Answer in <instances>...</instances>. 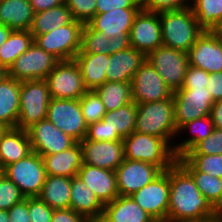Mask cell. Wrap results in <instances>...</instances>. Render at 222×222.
Masks as SVG:
<instances>
[{"instance_id": "1", "label": "cell", "mask_w": 222, "mask_h": 222, "mask_svg": "<svg viewBox=\"0 0 222 222\" xmlns=\"http://www.w3.org/2000/svg\"><path fill=\"white\" fill-rule=\"evenodd\" d=\"M169 207L166 222H207L218 211L201 194L192 176L176 161L169 168Z\"/></svg>"}, {"instance_id": "2", "label": "cell", "mask_w": 222, "mask_h": 222, "mask_svg": "<svg viewBox=\"0 0 222 222\" xmlns=\"http://www.w3.org/2000/svg\"><path fill=\"white\" fill-rule=\"evenodd\" d=\"M159 19L163 45L186 53L205 31L191 8L161 12Z\"/></svg>"}, {"instance_id": "3", "label": "cell", "mask_w": 222, "mask_h": 222, "mask_svg": "<svg viewBox=\"0 0 222 222\" xmlns=\"http://www.w3.org/2000/svg\"><path fill=\"white\" fill-rule=\"evenodd\" d=\"M137 118L134 131L166 140L172 147L178 129L174 118L173 96L169 99L136 104Z\"/></svg>"}, {"instance_id": "4", "label": "cell", "mask_w": 222, "mask_h": 222, "mask_svg": "<svg viewBox=\"0 0 222 222\" xmlns=\"http://www.w3.org/2000/svg\"><path fill=\"white\" fill-rule=\"evenodd\" d=\"M122 141L126 159L148 162L162 171H166L177 161L173 147L162 138L134 131Z\"/></svg>"}, {"instance_id": "5", "label": "cell", "mask_w": 222, "mask_h": 222, "mask_svg": "<svg viewBox=\"0 0 222 222\" xmlns=\"http://www.w3.org/2000/svg\"><path fill=\"white\" fill-rule=\"evenodd\" d=\"M20 109L16 128L27 131L34 124L45 120L51 100L45 80L21 81Z\"/></svg>"}, {"instance_id": "6", "label": "cell", "mask_w": 222, "mask_h": 222, "mask_svg": "<svg viewBox=\"0 0 222 222\" xmlns=\"http://www.w3.org/2000/svg\"><path fill=\"white\" fill-rule=\"evenodd\" d=\"M3 174L16 184L25 198L38 197L47 176L42 156L34 151L6 166Z\"/></svg>"}, {"instance_id": "7", "label": "cell", "mask_w": 222, "mask_h": 222, "mask_svg": "<svg viewBox=\"0 0 222 222\" xmlns=\"http://www.w3.org/2000/svg\"><path fill=\"white\" fill-rule=\"evenodd\" d=\"M84 24L73 20L71 23L36 35L34 43L59 60H71L81 49V31Z\"/></svg>"}, {"instance_id": "8", "label": "cell", "mask_w": 222, "mask_h": 222, "mask_svg": "<svg viewBox=\"0 0 222 222\" xmlns=\"http://www.w3.org/2000/svg\"><path fill=\"white\" fill-rule=\"evenodd\" d=\"M45 81L54 99H80L88 91L74 59L60 60Z\"/></svg>"}, {"instance_id": "9", "label": "cell", "mask_w": 222, "mask_h": 222, "mask_svg": "<svg viewBox=\"0 0 222 222\" xmlns=\"http://www.w3.org/2000/svg\"><path fill=\"white\" fill-rule=\"evenodd\" d=\"M146 59L173 92L182 87L189 67L188 53L162 45L153 50Z\"/></svg>"}, {"instance_id": "10", "label": "cell", "mask_w": 222, "mask_h": 222, "mask_svg": "<svg viewBox=\"0 0 222 222\" xmlns=\"http://www.w3.org/2000/svg\"><path fill=\"white\" fill-rule=\"evenodd\" d=\"M60 60L35 43L9 67L8 76L18 81L45 80Z\"/></svg>"}, {"instance_id": "11", "label": "cell", "mask_w": 222, "mask_h": 222, "mask_svg": "<svg viewBox=\"0 0 222 222\" xmlns=\"http://www.w3.org/2000/svg\"><path fill=\"white\" fill-rule=\"evenodd\" d=\"M46 119L77 142L82 141L87 127L79 99H54L48 105Z\"/></svg>"}, {"instance_id": "12", "label": "cell", "mask_w": 222, "mask_h": 222, "mask_svg": "<svg viewBox=\"0 0 222 222\" xmlns=\"http://www.w3.org/2000/svg\"><path fill=\"white\" fill-rule=\"evenodd\" d=\"M174 118L177 129L183 124L209 116L215 103L208 88L179 89L173 92Z\"/></svg>"}, {"instance_id": "13", "label": "cell", "mask_w": 222, "mask_h": 222, "mask_svg": "<svg viewBox=\"0 0 222 222\" xmlns=\"http://www.w3.org/2000/svg\"><path fill=\"white\" fill-rule=\"evenodd\" d=\"M169 169L151 183L136 191L131 197L156 222H166L169 207Z\"/></svg>"}, {"instance_id": "14", "label": "cell", "mask_w": 222, "mask_h": 222, "mask_svg": "<svg viewBox=\"0 0 222 222\" xmlns=\"http://www.w3.org/2000/svg\"><path fill=\"white\" fill-rule=\"evenodd\" d=\"M132 100L136 104L161 101L173 96L156 69L146 59L131 81Z\"/></svg>"}, {"instance_id": "15", "label": "cell", "mask_w": 222, "mask_h": 222, "mask_svg": "<svg viewBox=\"0 0 222 222\" xmlns=\"http://www.w3.org/2000/svg\"><path fill=\"white\" fill-rule=\"evenodd\" d=\"M163 171L156 165L124 159L115 170L119 196H131L151 183Z\"/></svg>"}, {"instance_id": "16", "label": "cell", "mask_w": 222, "mask_h": 222, "mask_svg": "<svg viewBox=\"0 0 222 222\" xmlns=\"http://www.w3.org/2000/svg\"><path fill=\"white\" fill-rule=\"evenodd\" d=\"M130 47L143 53L146 57L162 46L161 22L159 13L140 9L136 14L129 35Z\"/></svg>"}, {"instance_id": "17", "label": "cell", "mask_w": 222, "mask_h": 222, "mask_svg": "<svg viewBox=\"0 0 222 222\" xmlns=\"http://www.w3.org/2000/svg\"><path fill=\"white\" fill-rule=\"evenodd\" d=\"M27 132L32 151L42 157L62 152L77 142L47 119L34 124Z\"/></svg>"}, {"instance_id": "18", "label": "cell", "mask_w": 222, "mask_h": 222, "mask_svg": "<svg viewBox=\"0 0 222 222\" xmlns=\"http://www.w3.org/2000/svg\"><path fill=\"white\" fill-rule=\"evenodd\" d=\"M83 164L115 171L124 161L123 141H80Z\"/></svg>"}, {"instance_id": "19", "label": "cell", "mask_w": 222, "mask_h": 222, "mask_svg": "<svg viewBox=\"0 0 222 222\" xmlns=\"http://www.w3.org/2000/svg\"><path fill=\"white\" fill-rule=\"evenodd\" d=\"M188 60L208 73L222 72V41L212 31H204L189 49Z\"/></svg>"}, {"instance_id": "20", "label": "cell", "mask_w": 222, "mask_h": 222, "mask_svg": "<svg viewBox=\"0 0 222 222\" xmlns=\"http://www.w3.org/2000/svg\"><path fill=\"white\" fill-rule=\"evenodd\" d=\"M141 8H118L106 13H96L87 24L93 29L103 32L112 38L130 35L134 18Z\"/></svg>"}, {"instance_id": "21", "label": "cell", "mask_w": 222, "mask_h": 222, "mask_svg": "<svg viewBox=\"0 0 222 222\" xmlns=\"http://www.w3.org/2000/svg\"><path fill=\"white\" fill-rule=\"evenodd\" d=\"M77 176L95 193L103 205L119 196L116 174L113 170L82 164Z\"/></svg>"}, {"instance_id": "22", "label": "cell", "mask_w": 222, "mask_h": 222, "mask_svg": "<svg viewBox=\"0 0 222 222\" xmlns=\"http://www.w3.org/2000/svg\"><path fill=\"white\" fill-rule=\"evenodd\" d=\"M146 56L133 47L109 55L107 81L131 82Z\"/></svg>"}, {"instance_id": "23", "label": "cell", "mask_w": 222, "mask_h": 222, "mask_svg": "<svg viewBox=\"0 0 222 222\" xmlns=\"http://www.w3.org/2000/svg\"><path fill=\"white\" fill-rule=\"evenodd\" d=\"M130 47L129 35L106 37L103 32L93 30L87 23L81 31V49L78 53L111 55Z\"/></svg>"}, {"instance_id": "24", "label": "cell", "mask_w": 222, "mask_h": 222, "mask_svg": "<svg viewBox=\"0 0 222 222\" xmlns=\"http://www.w3.org/2000/svg\"><path fill=\"white\" fill-rule=\"evenodd\" d=\"M32 152L28 132L18 128H6L0 136V161L3 169Z\"/></svg>"}, {"instance_id": "25", "label": "cell", "mask_w": 222, "mask_h": 222, "mask_svg": "<svg viewBox=\"0 0 222 222\" xmlns=\"http://www.w3.org/2000/svg\"><path fill=\"white\" fill-rule=\"evenodd\" d=\"M70 208L90 222L103 215L104 205L77 175L71 179Z\"/></svg>"}, {"instance_id": "26", "label": "cell", "mask_w": 222, "mask_h": 222, "mask_svg": "<svg viewBox=\"0 0 222 222\" xmlns=\"http://www.w3.org/2000/svg\"><path fill=\"white\" fill-rule=\"evenodd\" d=\"M46 175L74 177L81 168L82 150L80 142H76L72 147L51 155L42 157Z\"/></svg>"}, {"instance_id": "27", "label": "cell", "mask_w": 222, "mask_h": 222, "mask_svg": "<svg viewBox=\"0 0 222 222\" xmlns=\"http://www.w3.org/2000/svg\"><path fill=\"white\" fill-rule=\"evenodd\" d=\"M102 216L108 222H156L131 196H118L104 205Z\"/></svg>"}, {"instance_id": "28", "label": "cell", "mask_w": 222, "mask_h": 222, "mask_svg": "<svg viewBox=\"0 0 222 222\" xmlns=\"http://www.w3.org/2000/svg\"><path fill=\"white\" fill-rule=\"evenodd\" d=\"M21 81L7 76L0 82V124L5 128H15L20 109Z\"/></svg>"}, {"instance_id": "29", "label": "cell", "mask_w": 222, "mask_h": 222, "mask_svg": "<svg viewBox=\"0 0 222 222\" xmlns=\"http://www.w3.org/2000/svg\"><path fill=\"white\" fill-rule=\"evenodd\" d=\"M74 60L80 69L87 90H95L107 81L106 69L109 55L77 53Z\"/></svg>"}, {"instance_id": "30", "label": "cell", "mask_w": 222, "mask_h": 222, "mask_svg": "<svg viewBox=\"0 0 222 222\" xmlns=\"http://www.w3.org/2000/svg\"><path fill=\"white\" fill-rule=\"evenodd\" d=\"M34 12L29 0H0V23L12 30H29Z\"/></svg>"}, {"instance_id": "31", "label": "cell", "mask_w": 222, "mask_h": 222, "mask_svg": "<svg viewBox=\"0 0 222 222\" xmlns=\"http://www.w3.org/2000/svg\"><path fill=\"white\" fill-rule=\"evenodd\" d=\"M136 118L137 109L134 101L116 110L106 112L103 120L107 122L110 141H122L134 132Z\"/></svg>"}, {"instance_id": "32", "label": "cell", "mask_w": 222, "mask_h": 222, "mask_svg": "<svg viewBox=\"0 0 222 222\" xmlns=\"http://www.w3.org/2000/svg\"><path fill=\"white\" fill-rule=\"evenodd\" d=\"M177 162L192 176L201 194L218 212H222L221 179L198 171L184 156L178 157Z\"/></svg>"}, {"instance_id": "33", "label": "cell", "mask_w": 222, "mask_h": 222, "mask_svg": "<svg viewBox=\"0 0 222 222\" xmlns=\"http://www.w3.org/2000/svg\"><path fill=\"white\" fill-rule=\"evenodd\" d=\"M71 177L47 175L38 198L52 209L70 208Z\"/></svg>"}, {"instance_id": "34", "label": "cell", "mask_w": 222, "mask_h": 222, "mask_svg": "<svg viewBox=\"0 0 222 222\" xmlns=\"http://www.w3.org/2000/svg\"><path fill=\"white\" fill-rule=\"evenodd\" d=\"M214 124L211 119V116H204L201 118H197L195 120L189 121L183 124L178 129V134L187 133L188 137L180 143H176L173 145L174 154L178 157H183L188 151H190L198 142L206 139L214 129ZM190 132V133H188Z\"/></svg>"}, {"instance_id": "35", "label": "cell", "mask_w": 222, "mask_h": 222, "mask_svg": "<svg viewBox=\"0 0 222 222\" xmlns=\"http://www.w3.org/2000/svg\"><path fill=\"white\" fill-rule=\"evenodd\" d=\"M74 20L69 8L65 5H58L51 9L36 12L32 19L29 31L35 37L65 26Z\"/></svg>"}, {"instance_id": "36", "label": "cell", "mask_w": 222, "mask_h": 222, "mask_svg": "<svg viewBox=\"0 0 222 222\" xmlns=\"http://www.w3.org/2000/svg\"><path fill=\"white\" fill-rule=\"evenodd\" d=\"M33 43L34 36L29 30H12L8 39L0 47V65L8 70Z\"/></svg>"}, {"instance_id": "37", "label": "cell", "mask_w": 222, "mask_h": 222, "mask_svg": "<svg viewBox=\"0 0 222 222\" xmlns=\"http://www.w3.org/2000/svg\"><path fill=\"white\" fill-rule=\"evenodd\" d=\"M102 100L106 112L116 110L131 102V82L106 81L95 89Z\"/></svg>"}, {"instance_id": "38", "label": "cell", "mask_w": 222, "mask_h": 222, "mask_svg": "<svg viewBox=\"0 0 222 222\" xmlns=\"http://www.w3.org/2000/svg\"><path fill=\"white\" fill-rule=\"evenodd\" d=\"M191 9L205 31H212L222 21V0H193Z\"/></svg>"}, {"instance_id": "39", "label": "cell", "mask_w": 222, "mask_h": 222, "mask_svg": "<svg viewBox=\"0 0 222 222\" xmlns=\"http://www.w3.org/2000/svg\"><path fill=\"white\" fill-rule=\"evenodd\" d=\"M79 104L87 125L103 119L106 108L95 90H88L80 99Z\"/></svg>"}, {"instance_id": "40", "label": "cell", "mask_w": 222, "mask_h": 222, "mask_svg": "<svg viewBox=\"0 0 222 222\" xmlns=\"http://www.w3.org/2000/svg\"><path fill=\"white\" fill-rule=\"evenodd\" d=\"M184 157L200 172L222 177V154H185Z\"/></svg>"}, {"instance_id": "41", "label": "cell", "mask_w": 222, "mask_h": 222, "mask_svg": "<svg viewBox=\"0 0 222 222\" xmlns=\"http://www.w3.org/2000/svg\"><path fill=\"white\" fill-rule=\"evenodd\" d=\"M23 199L25 197L16 184L3 174L0 178V210H9Z\"/></svg>"}, {"instance_id": "42", "label": "cell", "mask_w": 222, "mask_h": 222, "mask_svg": "<svg viewBox=\"0 0 222 222\" xmlns=\"http://www.w3.org/2000/svg\"><path fill=\"white\" fill-rule=\"evenodd\" d=\"M97 0H65L74 20L86 24L96 14Z\"/></svg>"}, {"instance_id": "43", "label": "cell", "mask_w": 222, "mask_h": 222, "mask_svg": "<svg viewBox=\"0 0 222 222\" xmlns=\"http://www.w3.org/2000/svg\"><path fill=\"white\" fill-rule=\"evenodd\" d=\"M186 154H222V130L214 128L206 139L198 142Z\"/></svg>"}, {"instance_id": "44", "label": "cell", "mask_w": 222, "mask_h": 222, "mask_svg": "<svg viewBox=\"0 0 222 222\" xmlns=\"http://www.w3.org/2000/svg\"><path fill=\"white\" fill-rule=\"evenodd\" d=\"M193 0H141L142 9L161 13L191 8Z\"/></svg>"}, {"instance_id": "45", "label": "cell", "mask_w": 222, "mask_h": 222, "mask_svg": "<svg viewBox=\"0 0 222 222\" xmlns=\"http://www.w3.org/2000/svg\"><path fill=\"white\" fill-rule=\"evenodd\" d=\"M30 222H51L54 209L38 197L28 198Z\"/></svg>"}, {"instance_id": "46", "label": "cell", "mask_w": 222, "mask_h": 222, "mask_svg": "<svg viewBox=\"0 0 222 222\" xmlns=\"http://www.w3.org/2000/svg\"><path fill=\"white\" fill-rule=\"evenodd\" d=\"M209 74L205 70L189 65L180 89H205Z\"/></svg>"}, {"instance_id": "47", "label": "cell", "mask_w": 222, "mask_h": 222, "mask_svg": "<svg viewBox=\"0 0 222 222\" xmlns=\"http://www.w3.org/2000/svg\"><path fill=\"white\" fill-rule=\"evenodd\" d=\"M96 13H106L118 8H142L141 0H97Z\"/></svg>"}, {"instance_id": "48", "label": "cell", "mask_w": 222, "mask_h": 222, "mask_svg": "<svg viewBox=\"0 0 222 222\" xmlns=\"http://www.w3.org/2000/svg\"><path fill=\"white\" fill-rule=\"evenodd\" d=\"M85 139L91 141H110L107 122L102 119L88 125Z\"/></svg>"}, {"instance_id": "49", "label": "cell", "mask_w": 222, "mask_h": 222, "mask_svg": "<svg viewBox=\"0 0 222 222\" xmlns=\"http://www.w3.org/2000/svg\"><path fill=\"white\" fill-rule=\"evenodd\" d=\"M9 215V222H30L28 211V198L23 199L21 202L13 205L7 210Z\"/></svg>"}, {"instance_id": "50", "label": "cell", "mask_w": 222, "mask_h": 222, "mask_svg": "<svg viewBox=\"0 0 222 222\" xmlns=\"http://www.w3.org/2000/svg\"><path fill=\"white\" fill-rule=\"evenodd\" d=\"M51 222H90L85 216L76 213L71 208L54 209Z\"/></svg>"}, {"instance_id": "51", "label": "cell", "mask_w": 222, "mask_h": 222, "mask_svg": "<svg viewBox=\"0 0 222 222\" xmlns=\"http://www.w3.org/2000/svg\"><path fill=\"white\" fill-rule=\"evenodd\" d=\"M207 88L214 102L222 100V72L209 74Z\"/></svg>"}, {"instance_id": "52", "label": "cell", "mask_w": 222, "mask_h": 222, "mask_svg": "<svg viewBox=\"0 0 222 222\" xmlns=\"http://www.w3.org/2000/svg\"><path fill=\"white\" fill-rule=\"evenodd\" d=\"M33 12H42L52 7L65 4V0H29Z\"/></svg>"}, {"instance_id": "53", "label": "cell", "mask_w": 222, "mask_h": 222, "mask_svg": "<svg viewBox=\"0 0 222 222\" xmlns=\"http://www.w3.org/2000/svg\"><path fill=\"white\" fill-rule=\"evenodd\" d=\"M210 116L214 127L222 130V100L216 101L212 105Z\"/></svg>"}, {"instance_id": "54", "label": "cell", "mask_w": 222, "mask_h": 222, "mask_svg": "<svg viewBox=\"0 0 222 222\" xmlns=\"http://www.w3.org/2000/svg\"><path fill=\"white\" fill-rule=\"evenodd\" d=\"M12 29L0 23V47L8 39Z\"/></svg>"}, {"instance_id": "55", "label": "cell", "mask_w": 222, "mask_h": 222, "mask_svg": "<svg viewBox=\"0 0 222 222\" xmlns=\"http://www.w3.org/2000/svg\"><path fill=\"white\" fill-rule=\"evenodd\" d=\"M212 32L222 41V21L212 30Z\"/></svg>"}, {"instance_id": "56", "label": "cell", "mask_w": 222, "mask_h": 222, "mask_svg": "<svg viewBox=\"0 0 222 222\" xmlns=\"http://www.w3.org/2000/svg\"><path fill=\"white\" fill-rule=\"evenodd\" d=\"M9 215L7 210H0V222H9Z\"/></svg>"}, {"instance_id": "57", "label": "cell", "mask_w": 222, "mask_h": 222, "mask_svg": "<svg viewBox=\"0 0 222 222\" xmlns=\"http://www.w3.org/2000/svg\"><path fill=\"white\" fill-rule=\"evenodd\" d=\"M8 76V71L5 67L0 65V82Z\"/></svg>"}, {"instance_id": "58", "label": "cell", "mask_w": 222, "mask_h": 222, "mask_svg": "<svg viewBox=\"0 0 222 222\" xmlns=\"http://www.w3.org/2000/svg\"><path fill=\"white\" fill-rule=\"evenodd\" d=\"M215 219L217 222H222V212H218Z\"/></svg>"}, {"instance_id": "59", "label": "cell", "mask_w": 222, "mask_h": 222, "mask_svg": "<svg viewBox=\"0 0 222 222\" xmlns=\"http://www.w3.org/2000/svg\"><path fill=\"white\" fill-rule=\"evenodd\" d=\"M93 222H108V221L103 216H101L98 219L94 220Z\"/></svg>"}, {"instance_id": "60", "label": "cell", "mask_w": 222, "mask_h": 222, "mask_svg": "<svg viewBox=\"0 0 222 222\" xmlns=\"http://www.w3.org/2000/svg\"><path fill=\"white\" fill-rule=\"evenodd\" d=\"M5 129H6V128L0 124V136H1V134L4 132Z\"/></svg>"}, {"instance_id": "61", "label": "cell", "mask_w": 222, "mask_h": 222, "mask_svg": "<svg viewBox=\"0 0 222 222\" xmlns=\"http://www.w3.org/2000/svg\"><path fill=\"white\" fill-rule=\"evenodd\" d=\"M3 175V167H0V178L2 177Z\"/></svg>"}, {"instance_id": "62", "label": "cell", "mask_w": 222, "mask_h": 222, "mask_svg": "<svg viewBox=\"0 0 222 222\" xmlns=\"http://www.w3.org/2000/svg\"><path fill=\"white\" fill-rule=\"evenodd\" d=\"M207 222H217V221H216V219H213V220H210V221H207Z\"/></svg>"}]
</instances>
